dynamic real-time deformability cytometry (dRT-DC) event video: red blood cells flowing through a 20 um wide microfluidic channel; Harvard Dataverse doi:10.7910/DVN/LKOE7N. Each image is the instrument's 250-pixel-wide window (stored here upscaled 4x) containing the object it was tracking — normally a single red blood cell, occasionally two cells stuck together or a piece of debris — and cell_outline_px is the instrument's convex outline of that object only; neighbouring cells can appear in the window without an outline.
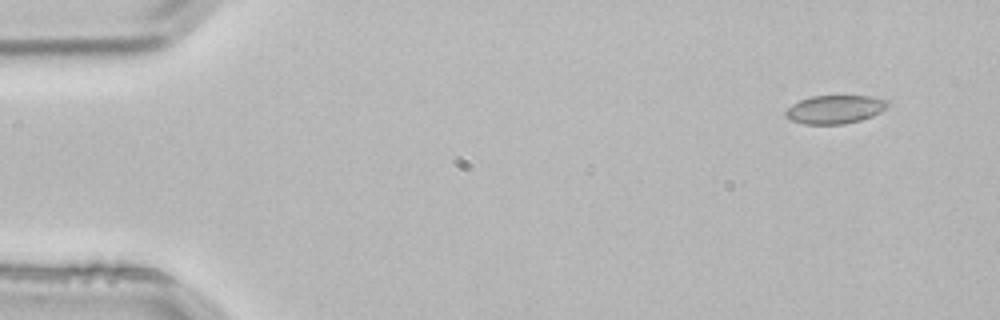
{"species": "common noctule bat (a hibernating species)", "species_latin": "Nyctalus noctula", "temperature_condition": "room temperature", "stored_images_in_passage": 3, "camera_frame_rate_fps": 3000, "um_per_image_px": 0.085, "animal": {"sex": "male", "body_mass_g": 21.5, "forearm_length_mm": 52.0}, "frame": {"image": 1, "passage_image": 1, "time_ms": 0.0, "image_size_px": [1000, 320], "cell_outline_px": [[888, 108], [872, 116], [860, 120], [844, 124], [804, 124], [792, 120], [784, 116], [784, 112], [792, 104], [800, 100], [812, 96], [872, 96], [888, 100]], "centroid_in_image_um": [70.98, 9.29], "position_along_channel_um": 14.0, "area_um2": 16.94}}